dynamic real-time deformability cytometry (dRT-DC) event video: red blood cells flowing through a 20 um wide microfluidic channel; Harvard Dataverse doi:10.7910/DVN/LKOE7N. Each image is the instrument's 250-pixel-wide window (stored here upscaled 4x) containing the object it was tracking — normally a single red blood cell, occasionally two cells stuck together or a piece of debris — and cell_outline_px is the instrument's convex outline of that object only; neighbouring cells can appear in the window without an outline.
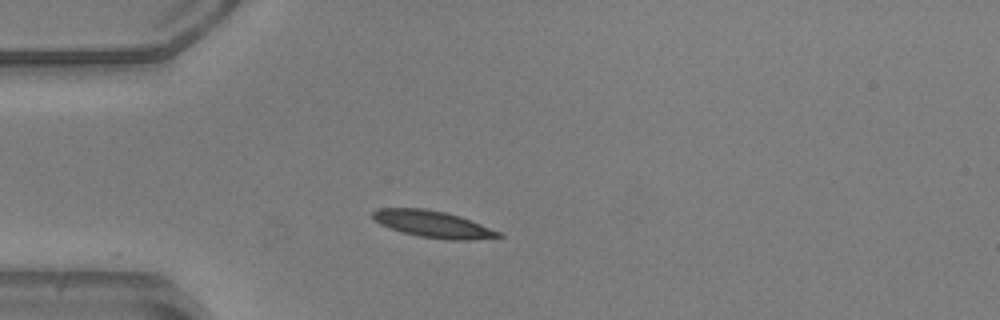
{"species": "common noctule bat (a hibernating species)", "species_latin": "Nyctalus noctula", "temperature_condition": "warm", "stored_images_in_passage": 39, "camera_frame_rate_fps": 3000, "um_per_image_px": 0.085, "animal": {"sex": "male", "body_mass_g": 20.5, "forearm_length_mm": 52.5}, "frame": {"image": 1, "passage_image": 1, "time_ms": 0.0, "image_size_px": [1000, 320], "cell_outline_px": [[504, 236], [468, 240], [452, 240], [420, 236], [404, 232], [380, 224], [372, 216], [372, 212], [376, 208], [424, 208], [444, 212], [460, 216], [500, 232]], "centroid_in_image_um": [36.79, 19.04], "position_along_channel_um": 48.2, "area_um2": 19.19}}
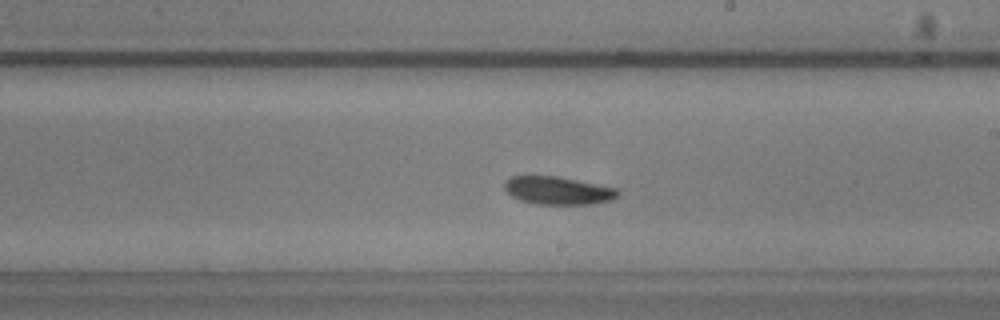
{"frame": {"image": 2, "passage_image": 17, "time_ms": 5.333, "image_size_px": [1000, 320], "cell_outline_px": [[620, 192], [612, 200], [592, 204], [536, 204], [520, 200], [512, 196], [504, 188], [504, 184], [512, 176], [556, 176], [616, 188]], "centroid_in_image_um": [47.43, 16.2], "position_along_channel_um": 241.6, "area_um2": 18.21}}
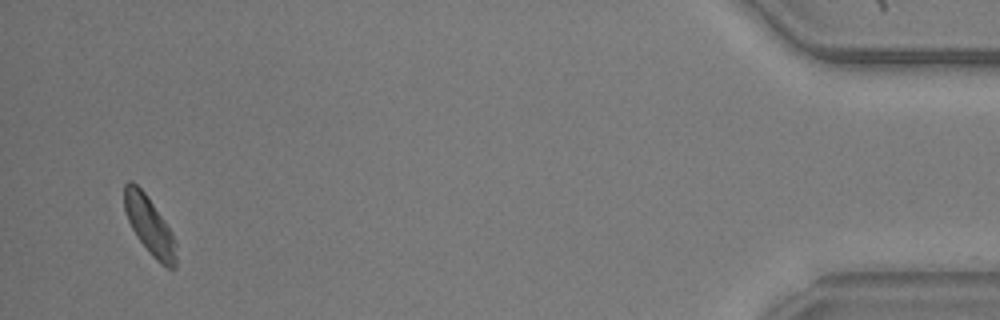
{"frame": {"image": 3, "passage_image": 37, "time_ms": 12.0, "image_size_px": [1000, 320], "cell_outline_px": [[176, 268], [168, 268], [160, 264], [148, 252], [136, 236], [128, 220], [124, 208], [124, 184], [128, 180], [132, 180], [144, 192], [172, 232], [176, 240]], "centroid_in_image_um": [12.71, 19.19], "position_along_channel_um": 422.5, "area_um2": 17.46}, "authors_computed_cell_mechanics": {"area_um2": 18.4382, "velocity_mm_per_s": 3.9012, "shape_relaxation_time_tau1_ms": 2.2918, "shape_relaxation_time_tau2_ms": null, "deformation_change_tau1": 0.1033, "deformation_change_tau2": null}}